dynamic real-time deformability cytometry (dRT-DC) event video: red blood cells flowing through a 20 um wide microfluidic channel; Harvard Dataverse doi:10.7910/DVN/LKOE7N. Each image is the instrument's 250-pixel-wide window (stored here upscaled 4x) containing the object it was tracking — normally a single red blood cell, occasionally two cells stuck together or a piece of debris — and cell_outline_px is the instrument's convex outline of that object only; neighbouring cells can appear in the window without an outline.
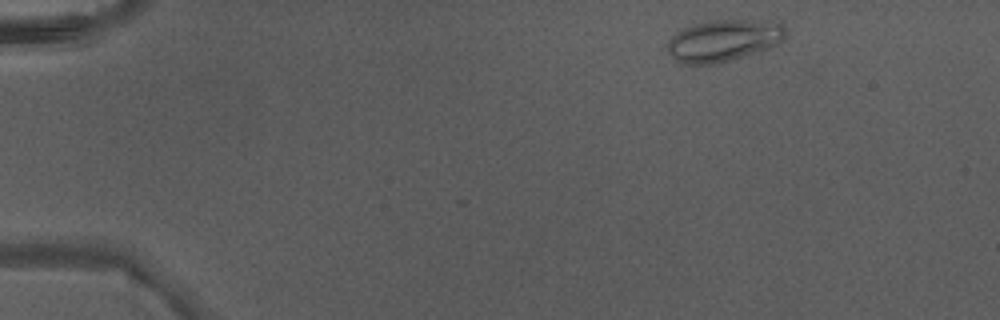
{"species": "Egyptian fruit bat (a non-hibernating species)", "species_latin": "Rousettus aegyptiacus", "temperature_condition": "warm", "stored_images_in_passage": 4, "camera_frame_rate_fps": 3000, "um_per_image_px": 0.085, "animal": {"sex": "male"}, "frame": {"image": 1, "passage_image": 1, "time_ms": 0.0, "image_size_px": [1000, 320], "cell_outline_px": [[784, 36], [776, 44], [768, 48], [728, 60], [712, 64], [684, 64], [676, 60], [668, 52], [668, 40], [676, 32], [692, 24], [708, 20], [748, 20], [784, 24]], "centroid_in_image_um": [61.43, 3.43], "position_along_channel_um": 23.6, "area_um2": 28.15}}